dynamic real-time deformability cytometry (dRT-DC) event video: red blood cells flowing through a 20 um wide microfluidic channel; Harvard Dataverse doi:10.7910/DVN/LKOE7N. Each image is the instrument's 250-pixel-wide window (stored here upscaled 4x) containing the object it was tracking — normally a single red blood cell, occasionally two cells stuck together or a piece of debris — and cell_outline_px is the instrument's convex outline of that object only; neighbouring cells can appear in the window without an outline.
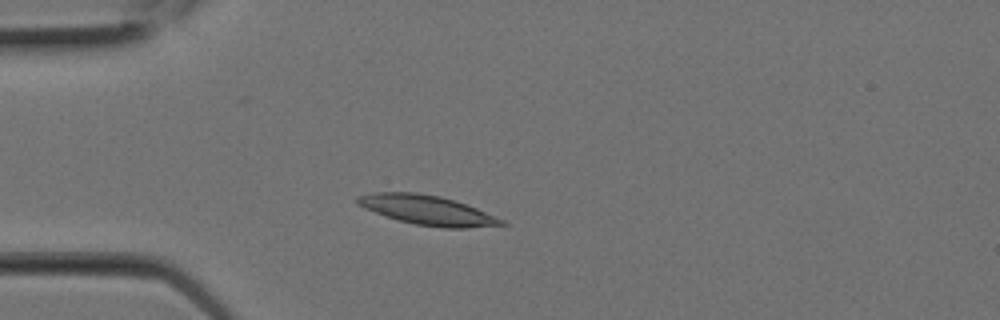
{"species": "Egyptian fruit bat (a non-hibernating species)", "species_latin": "Rousettus aegyptiacus", "temperature_condition": "room temperature", "stored_images_in_passage": 6, "camera_frame_rate_fps": 3000, "um_per_image_px": 0.085, "animal": {"sex": "female"}, "frame": {"image": 1, "passage_image": 4, "time_ms": 1.0, "image_size_px": [1000, 320], "cell_outline_px": [[508, 224], [468, 228], [444, 228], [416, 224], [400, 220], [364, 208], [356, 204], [356, 196], [376, 192], [416, 192], [440, 196], [476, 208], [504, 220]], "centroid_in_image_um": [36.31, 17.85], "position_along_channel_um": 48.7, "area_um2": 24.39}}
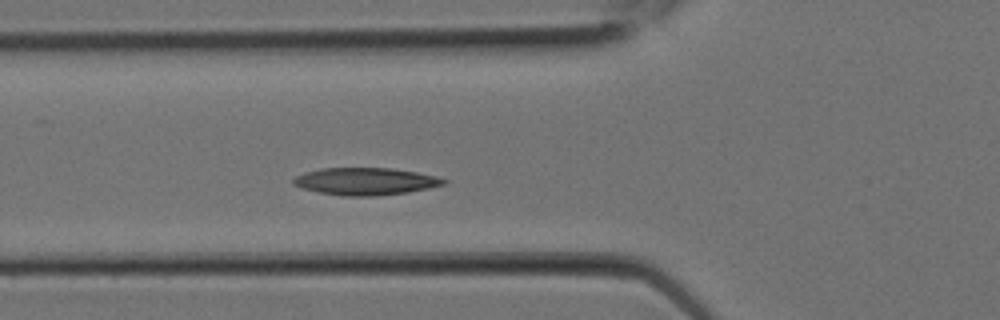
{"frame": {"image": 2, "passage_image": 6, "time_ms": 1.667, "image_size_px": [1000, 320], "cell_outline_px": [[448, 180], [444, 184], [428, 188], [408, 192], [376, 196], [344, 196], [320, 192], [304, 188], [292, 184], [292, 180], [296, 176], [304, 172], [320, 168], [392, 168], [416, 172], [436, 176]], "centroid_in_image_um": [31.06, 15.41], "position_along_channel_um": 94.7, "area_um2": 23.81}}